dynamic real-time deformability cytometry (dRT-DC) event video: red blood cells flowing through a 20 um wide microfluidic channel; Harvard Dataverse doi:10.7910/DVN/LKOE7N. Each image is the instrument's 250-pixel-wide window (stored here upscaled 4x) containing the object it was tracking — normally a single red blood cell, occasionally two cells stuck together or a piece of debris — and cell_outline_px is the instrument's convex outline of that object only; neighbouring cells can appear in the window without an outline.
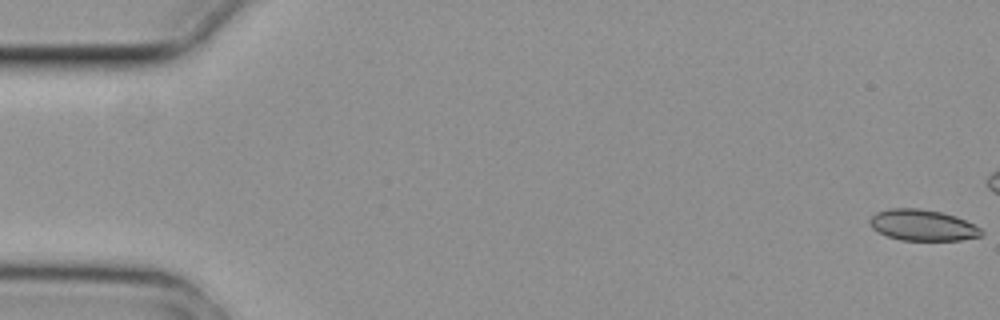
{"species": "common noctule bat (a hibernating species)", "species_latin": "Nyctalus noctula", "temperature_condition": "cold", "stored_images_in_passage": 4, "camera_frame_rate_fps": 3000, "um_per_image_px": 0.085, "animal": {"sex": "female", "body_mass_g": 29.2, "forearm_length_mm": 56.3}, "frame": {"image": 1, "passage_image": 1, "time_ms": 0.0, "image_size_px": [1000, 320], "cell_outline_px": [[984, 232], [980, 236], [960, 240], [900, 240], [888, 236], [872, 228], [868, 224], [868, 220], [876, 212], [888, 208], [920, 208], [940, 212], [956, 216], [980, 228]], "centroid_in_image_um": [78.38, 19.13], "position_along_channel_um": 6.6, "area_um2": 20.17}}